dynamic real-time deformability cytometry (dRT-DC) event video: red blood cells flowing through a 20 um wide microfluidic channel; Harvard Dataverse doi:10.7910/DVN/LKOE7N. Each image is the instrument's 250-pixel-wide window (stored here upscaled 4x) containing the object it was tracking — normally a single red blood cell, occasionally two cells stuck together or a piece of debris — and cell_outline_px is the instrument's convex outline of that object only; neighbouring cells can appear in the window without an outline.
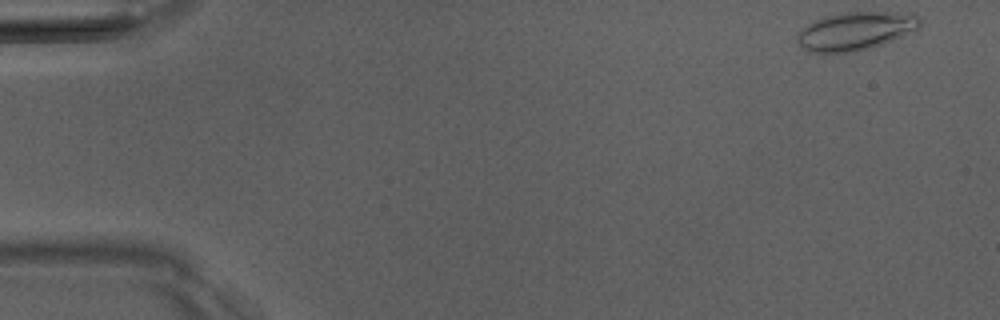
{"species": "Egyptian fruit bat (a non-hibernating species)", "species_latin": "Rousettus aegyptiacus", "temperature_condition": "room temperature", "stored_images_in_passage": 6, "camera_frame_rate_fps": 3000, "um_per_image_px": 0.085, "animal": {"sex": "male"}, "frame": {"image": 1, "passage_image": 1, "time_ms": 0.0, "image_size_px": [1000, 320], "cell_outline_px": [[920, 28], [884, 44], [856, 52], [808, 52], [800, 48], [796, 40], [796, 36], [812, 20], [824, 16], [844, 12], [916, 12], [920, 16]], "centroid_in_image_um": [72.74, 2.63], "position_along_channel_um": 12.3, "area_um2": 27.8}}